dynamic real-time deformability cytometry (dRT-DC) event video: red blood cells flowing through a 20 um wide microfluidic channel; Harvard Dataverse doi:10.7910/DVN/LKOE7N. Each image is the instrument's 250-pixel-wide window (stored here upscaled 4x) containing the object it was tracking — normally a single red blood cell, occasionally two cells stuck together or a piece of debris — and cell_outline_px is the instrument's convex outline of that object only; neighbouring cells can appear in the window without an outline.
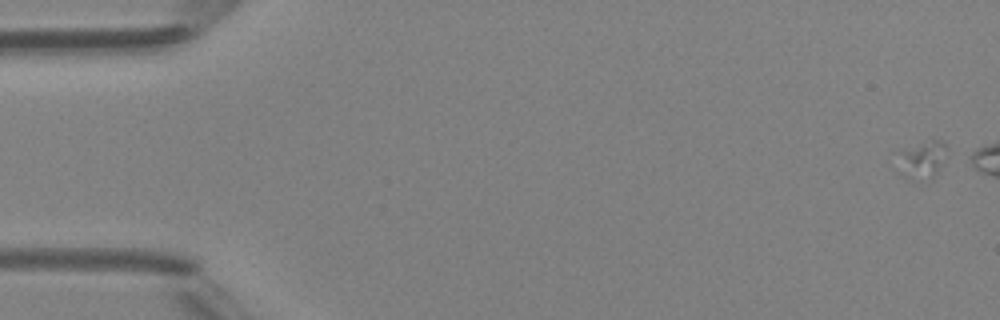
{"species": "Egyptian fruit bat (a non-hibernating species)", "species_latin": "Rousettus aegyptiacus", "temperature_condition": "room temperature", "stored_images_in_passage": 7, "camera_frame_rate_fps": 3000, "um_per_image_px": 0.085, "animal": {"sex": "female"}, "frame": {"image": 1, "passage_image": 1, "time_ms": 0.0, "image_size_px": [1000, 320], "cell_outline_px": [[948, 152], [936, 176], [912, 180], [908, 180], [896, 172], [892, 152], [932, 140], [940, 140], [948, 148]], "centroid_in_image_um": [78.24, 13.6], "position_along_channel_um": 6.8, "area_um2": 11.62}}